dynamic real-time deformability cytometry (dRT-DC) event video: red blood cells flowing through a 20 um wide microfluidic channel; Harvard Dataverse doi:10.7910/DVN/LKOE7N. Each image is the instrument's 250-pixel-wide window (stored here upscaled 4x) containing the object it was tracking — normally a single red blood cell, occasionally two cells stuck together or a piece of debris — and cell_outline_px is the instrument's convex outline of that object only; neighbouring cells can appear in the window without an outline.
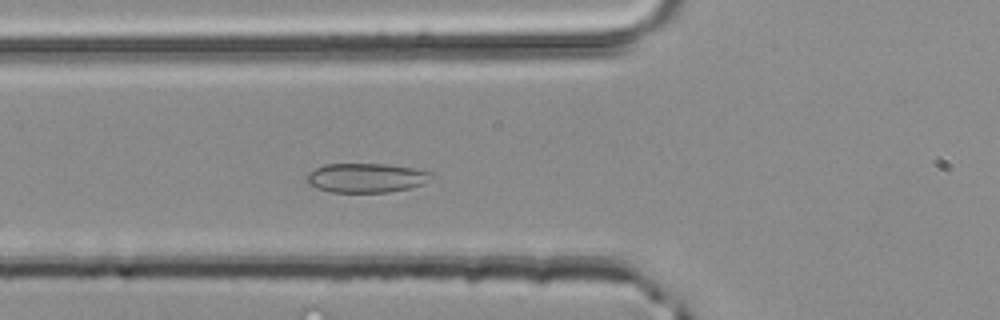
{"species": "common noctule bat (a hibernating species)", "species_latin": "Nyctalus noctula", "temperature_condition": "room temperature", "stored_images_in_passage": 48, "camera_frame_rate_fps": 3000, "um_per_image_px": 0.085, "animal": {"sex": "male", "body_mass_g": 20.4}, "frame": {"image": 1, "passage_image": 16, "time_ms": 5.0, "image_size_px": [1000, 320], "cell_outline_px": [[436, 176], [420, 184], [408, 188], [388, 192], [328, 192], [316, 188], [308, 184], [308, 176], [316, 168], [324, 164], [388, 164], [412, 168], [432, 172]], "centroid_in_image_um": [31.14, 15.11], "position_along_channel_um": 94.7, "area_um2": 21.1}}
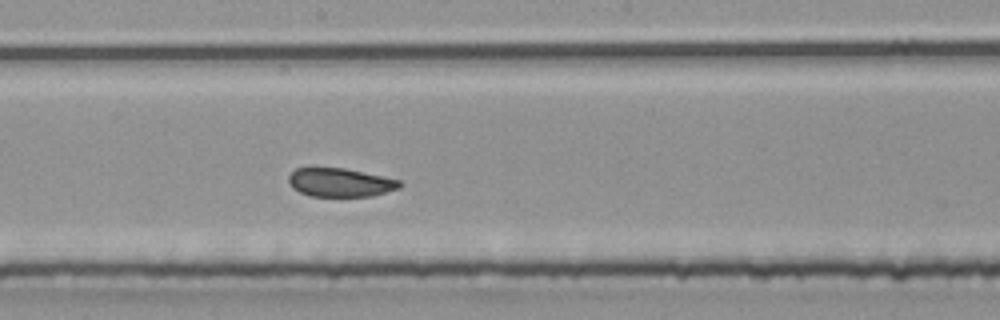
{"frame": {"image": 2, "passage_image": 25, "time_ms": 8.0, "image_size_px": [1000, 320], "cell_outline_px": [[404, 184], [400, 188], [372, 196], [308, 196], [292, 188], [288, 180], [288, 176], [296, 168], [344, 168], [384, 176], [400, 180]], "centroid_in_image_um": [28.94, 15.51], "position_along_channel_um": 219.3, "area_um2": 18.61}}
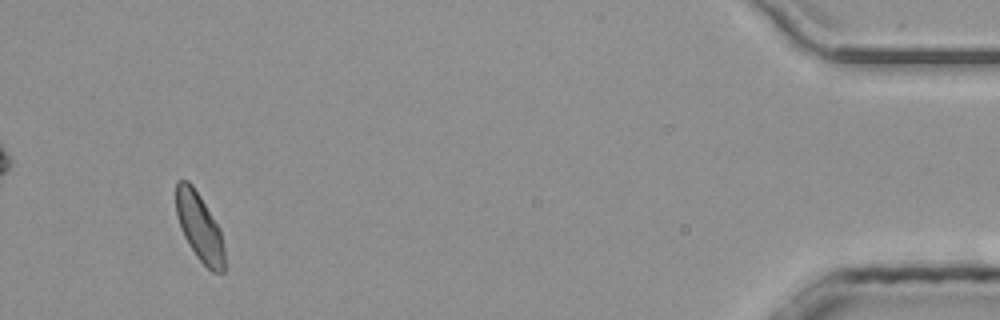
{"frame": {"image": 3, "passage_image": 45, "time_ms": 14.667, "image_size_px": [1000, 320], "cell_outline_px": [[224, 272], [212, 272], [196, 256], [188, 244], [180, 228], [176, 216], [176, 180], [188, 180], [192, 184], [200, 196], [220, 228], [224, 248]], "centroid_in_image_um": [16.94, 19.28], "position_along_channel_um": 418.3, "area_um2": 19.25}, "authors_computed_cell_mechanics": {"area_um2": 20.0566, "velocity_mm_per_s": 4.1491, "shape_relaxation_time_tau1_ms": 2.3108, "shape_relaxation_time_tau2_ms": 0.815, "deformation_change_tau1": 0.0662, "deformation_change_tau2": 0.0529}}